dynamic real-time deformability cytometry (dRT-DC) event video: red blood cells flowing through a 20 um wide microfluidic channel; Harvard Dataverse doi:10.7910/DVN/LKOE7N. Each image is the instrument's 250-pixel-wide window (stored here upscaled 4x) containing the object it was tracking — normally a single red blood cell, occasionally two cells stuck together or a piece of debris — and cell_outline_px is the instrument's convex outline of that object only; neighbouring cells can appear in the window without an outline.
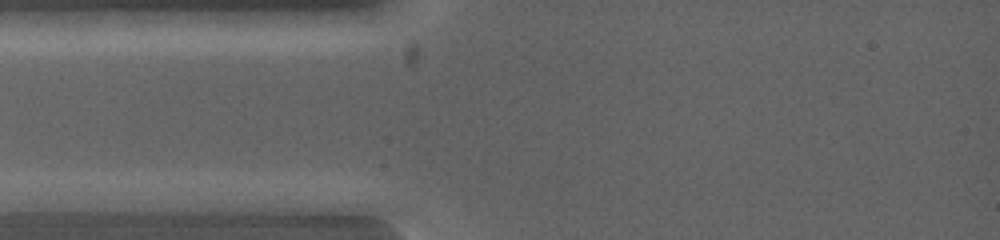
{"species": "common noctule bat (a hibernating species)", "species_latin": "Nyctalus noctula", "temperature_condition": "warm", "stored_images_in_passage": 3, "camera_frame_rate_fps": 5000, "um_per_image_px": 0.085, "animal": {"sex": "female", "body_mass_g": 19.0, "forearm_length_mm": 53.3}, "frame": {"image": 1, "passage_image": 1, "time_ms": 0.0, "image_size_px": [1000, 240], "cell_outline_px": [[124, 200], [104, 208], [68, 212], [36, 212], [16, 200], [44, 192], [104, 192]], "centroid_in_image_um": [5.85, 17.13], "position_along_channel_um": 79.2, "area_um2": 11.68}}